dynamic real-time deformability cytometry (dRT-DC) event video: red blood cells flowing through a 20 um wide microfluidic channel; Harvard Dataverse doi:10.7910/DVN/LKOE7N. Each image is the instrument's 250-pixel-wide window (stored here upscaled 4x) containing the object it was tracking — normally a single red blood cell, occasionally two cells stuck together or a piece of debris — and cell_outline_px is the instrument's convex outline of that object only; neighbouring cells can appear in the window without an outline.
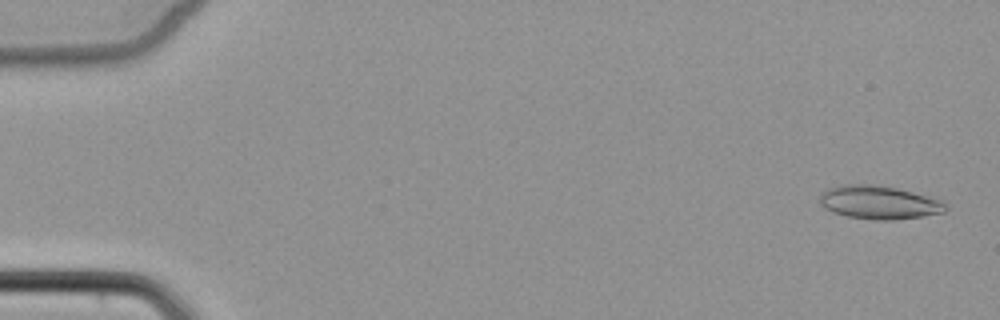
{"species": "common noctule bat (a hibernating species)", "species_latin": "Nyctalus noctula", "temperature_condition": "cold", "stored_images_in_passage": 5, "camera_frame_rate_fps": 3000, "um_per_image_px": 0.085, "animal": {"sex": "female", "body_mass_g": 22.7, "forearm_length_mm": 54.2}, "frame": {"image": 1, "passage_image": 1, "time_ms": 0.0, "image_size_px": [1000, 320], "cell_outline_px": [[948, 208], [944, 212], [924, 216], [892, 220], [876, 220], [848, 216], [832, 212], [824, 208], [820, 204], [820, 192], [828, 188], [840, 184], [872, 184], [896, 188], [944, 200], [948, 204]], "centroid_in_image_um": [74.72, 17.2], "position_along_channel_um": 10.3, "area_um2": 24.74}}
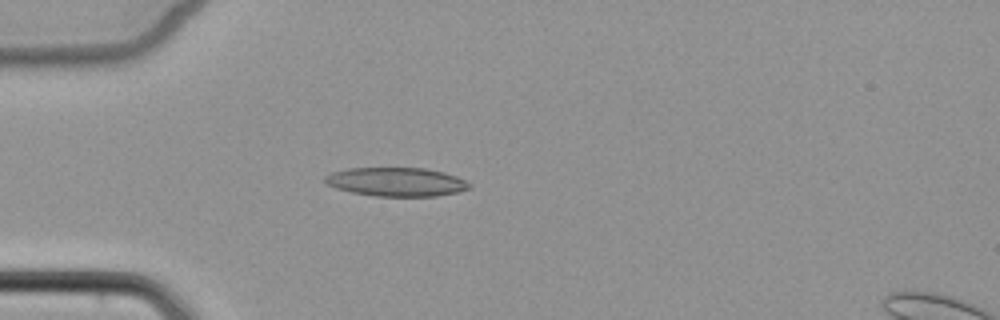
{"frame": {"image": 2, "passage_image": 5, "time_ms": 4.667, "image_size_px": [1000, 320], "cell_outline_px": [[472, 188], [456, 192], [436, 196], [376, 196], [352, 192], [336, 188], [328, 184], [324, 180], [324, 176], [332, 172], [348, 168], [424, 168], [444, 172], [456, 176], [472, 184]], "centroid_in_image_um": [33.7, 15.45], "position_along_channel_um": 51.3, "area_um2": 24.16}}